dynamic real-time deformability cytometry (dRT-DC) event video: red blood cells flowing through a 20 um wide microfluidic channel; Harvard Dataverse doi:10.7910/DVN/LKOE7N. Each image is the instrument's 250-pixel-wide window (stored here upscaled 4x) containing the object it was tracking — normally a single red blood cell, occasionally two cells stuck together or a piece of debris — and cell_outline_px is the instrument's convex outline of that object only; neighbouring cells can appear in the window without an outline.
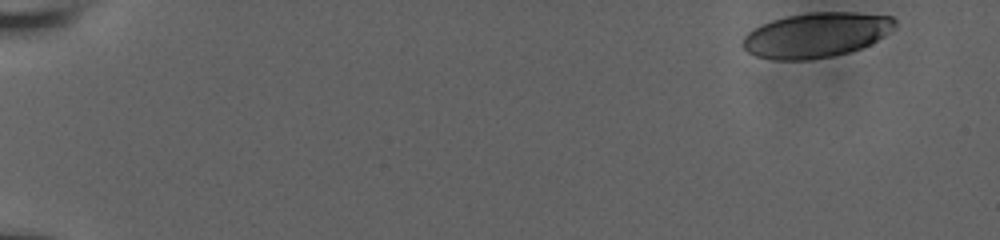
{"species": "human", "species_latin": "Homo sapiens", "temperature_condition": "room temperature", "stored_images_in_passage": 49, "camera_frame_rate_fps": 3000, "um_per_image_px": 0.085, "donor": {"sex": "male"}, "frame": {"image": 1, "passage_image": 1, "time_ms": 0.0, "image_size_px": [1000, 240], "cell_outline_px": [[896, 28], [876, 40], [860, 48], [848, 52], [832, 56], [808, 60], [772, 60], [756, 56], [748, 52], [740, 44], [744, 36], [748, 32], [772, 20], [788, 16], [808, 12], [852, 12], [892, 16], [896, 20]], "centroid_in_image_um": [69.37, 2.98], "position_along_channel_um": 15.6, "area_um2": 39.71}}
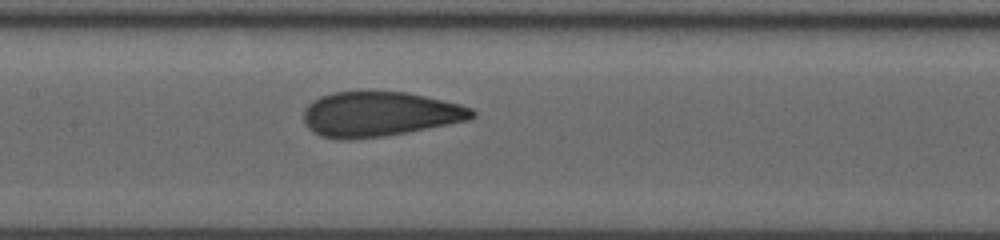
{"frame": {"image": 2, "passage_image": 27, "time_ms": 8.667, "image_size_px": [1000, 240], "cell_outline_px": [[476, 116], [468, 120], [408, 132], [384, 136], [352, 140], [344, 140], [320, 136], [312, 132], [304, 124], [304, 108], [312, 100], [320, 96], [332, 92], [408, 92], [460, 104], [472, 108], [476, 112]], "centroid_in_image_um": [32.23, 9.71], "position_along_channel_um": 175.2, "area_um2": 44.22}}
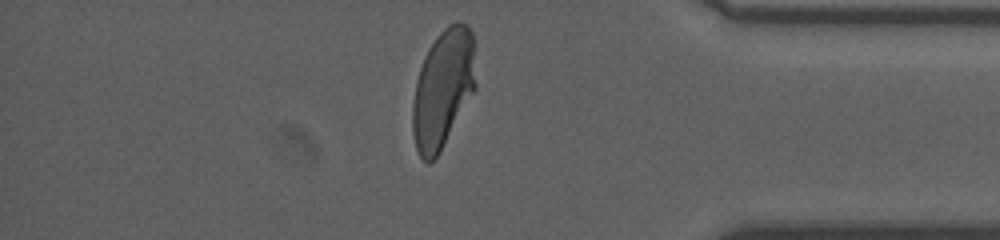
{"frame": {"image": 3, "passage_image": 46, "time_ms": 15.0, "image_size_px": [1000, 240], "cell_outline_px": [[476, 88], [440, 152], [428, 164], [420, 156], [416, 148], [412, 132], [412, 104], [416, 80], [424, 56], [428, 48], [436, 36], [448, 24], [456, 20], [460, 20], [472, 32], [476, 84]], "centroid_in_image_um": [37.64, 7.52], "position_along_channel_um": 397.6, "area_um2": 43.7}, "authors_computed_cell_mechanics": {"area_um2": 43.6968, "velocity_mm_per_s": 3.8269, "shape_relaxation_time_tau1_ms": 6.5656, "shape_relaxation_time_tau2_ms": 0.7075, "deformation_change_tau1": 0.2131, "deformation_change_tau2": 0.0719}}